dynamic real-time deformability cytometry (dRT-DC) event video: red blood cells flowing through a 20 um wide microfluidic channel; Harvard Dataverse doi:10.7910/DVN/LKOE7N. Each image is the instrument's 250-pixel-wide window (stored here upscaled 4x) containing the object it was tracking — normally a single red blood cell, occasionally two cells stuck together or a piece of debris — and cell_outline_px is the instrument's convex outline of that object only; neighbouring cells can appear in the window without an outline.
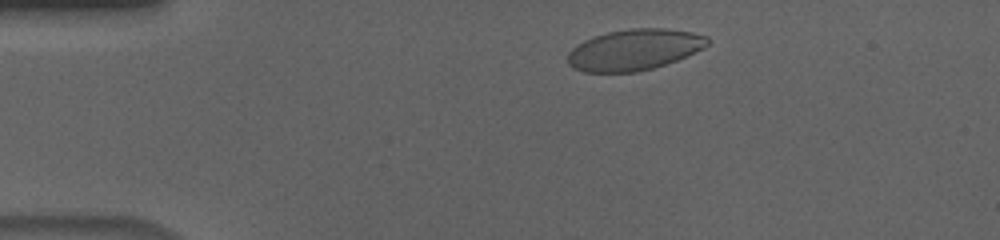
{"species": "human", "species_latin": "Homo sapiens", "temperature_condition": "cold", "stored_images_in_passage": 50, "camera_frame_rate_fps": 3000, "um_per_image_px": 0.085, "donor": {"sex": "male"}, "frame": {"image": 1, "passage_image": 5, "time_ms": 1.333, "image_size_px": [1000, 240], "cell_outline_px": [[708, 44], [704, 48], [676, 60], [652, 68], [636, 72], [584, 72], [572, 68], [568, 64], [568, 52], [576, 44], [584, 40], [608, 32], [628, 28], [664, 28], [692, 32], [708, 36]], "centroid_in_image_um": [53.89, 4.22], "position_along_channel_um": 31.1, "area_um2": 33.41}}
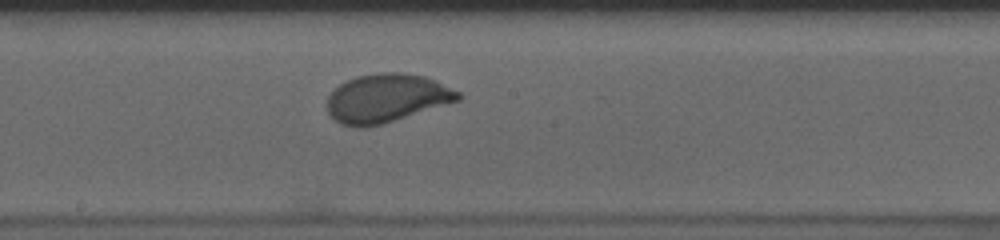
{"frame": {"image": 2, "passage_image": 25, "time_ms": 8.0, "image_size_px": [1000, 240], "cell_outline_px": [[464, 96], [460, 100], [380, 124], [364, 128], [356, 128], [340, 124], [328, 112], [328, 96], [340, 84], [356, 76], [380, 72], [400, 72], [424, 76], [436, 80], [460, 92]], "centroid_in_image_um": [32.87, 8.34], "position_along_channel_um": 215.3, "area_um2": 36.82}}
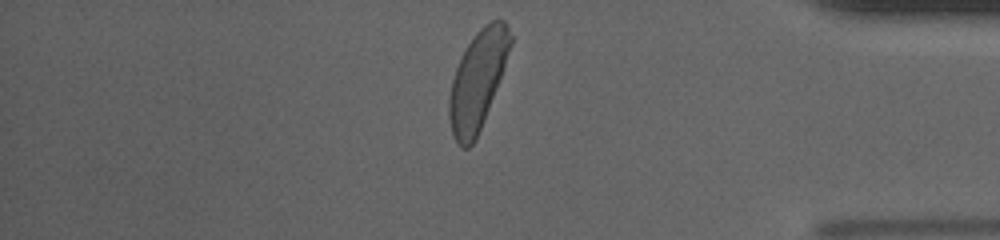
{"frame": {"image": 3, "passage_image": 42, "time_ms": 13.667, "image_size_px": [1000, 240], "cell_outline_px": [[512, 44], [504, 68], [476, 140], [468, 148], [460, 148], [452, 136], [448, 116], [448, 100], [452, 80], [460, 56], [476, 32], [484, 24], [492, 20], [504, 20], [512, 36]], "centroid_in_image_um": [40.58, 6.85], "position_along_channel_um": 394.6, "area_um2": 35.14}, "authors_computed_cell_mechanics": {"area_um2": 35.4603, "velocity_mm_per_s": 3.6156, "shape_relaxation_time_tau1_ms": 2.5164, "shape_relaxation_time_tau2_ms": null, "deformation_change_tau1": 0.1128, "deformation_change_tau2": null}}